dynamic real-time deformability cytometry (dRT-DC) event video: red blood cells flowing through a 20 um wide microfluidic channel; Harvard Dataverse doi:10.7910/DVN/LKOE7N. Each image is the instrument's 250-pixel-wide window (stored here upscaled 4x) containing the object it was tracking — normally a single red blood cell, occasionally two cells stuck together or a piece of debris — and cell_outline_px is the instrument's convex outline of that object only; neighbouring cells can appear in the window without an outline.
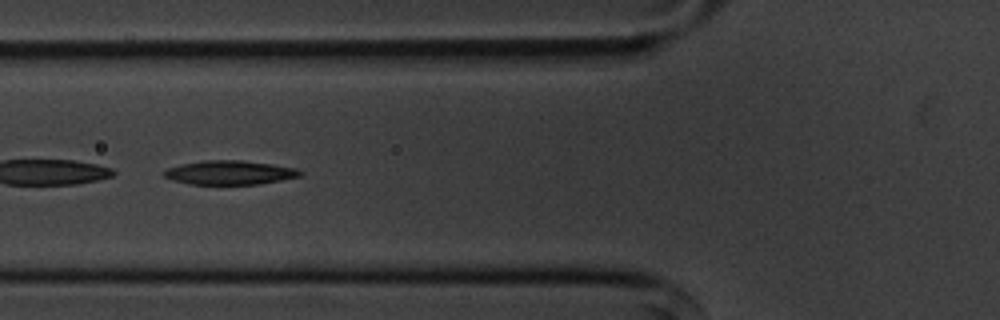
{"species": "common noctule bat (a hibernating species)", "species_latin": "Nyctalus noctula", "temperature_condition": "cold", "stored_images_in_passage": 40, "camera_frame_rate_fps": 3000, "um_per_image_px": 0.085, "animal": {"sex": "male", "body_mass_g": 20.1, "forearm_length_mm": 53.5}, "frame": {"image": 1, "passage_image": 8, "time_ms": 2.333, "image_size_px": [1000, 320], "cell_outline_px": [[304, 172], [300, 176], [260, 184], [188, 184], [172, 180], [164, 176], [164, 172], [168, 168], [180, 164], [204, 160], [240, 160], [272, 164], [296, 168]], "centroid_in_image_um": [19.53, 14.67], "position_along_channel_um": 106.3, "area_um2": 19.02}}
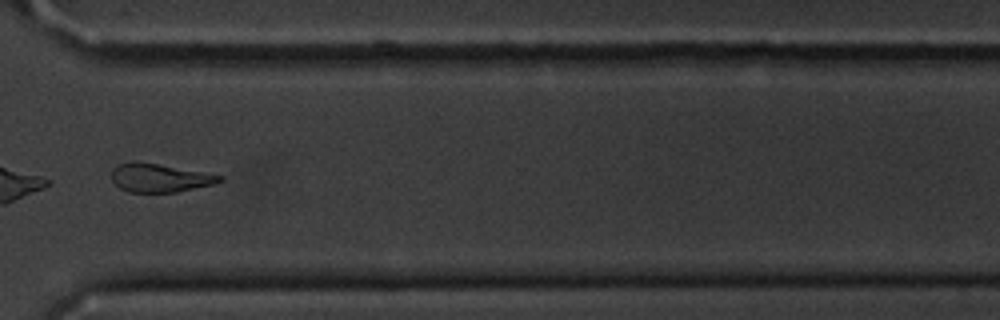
{"frame": {"image": 2, "passage_image": 29, "time_ms": 9.333, "image_size_px": [1000, 320], "cell_outline_px": [[224, 180], [212, 184], [176, 192], [128, 192], [120, 188], [112, 180], [112, 168], [116, 164], [132, 160], [156, 164], [224, 176]], "centroid_in_image_um": [13.51, 15.11], "position_along_channel_um": 357.1, "area_um2": 17.74}}
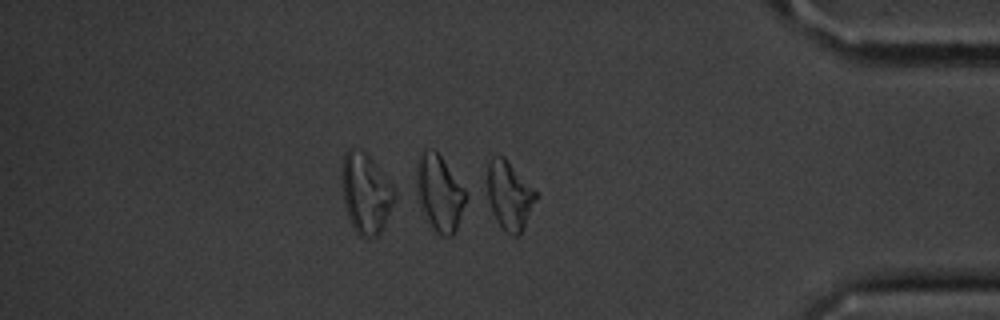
{"frame": {"image": 3, "passage_image": 34, "time_ms": 11.0, "image_size_px": [1000, 320], "cell_outline_px": [[540, 196], [520, 236], [512, 236], [496, 220], [480, 196], [480, 192], [488, 164], [492, 156], [504, 156]], "centroid_in_image_um": [43.18, 16.61], "position_along_channel_um": 392.0, "area_um2": 21.04}, "authors_computed_cell_mechanics": {"area_um2": 19.7676, "velocity_mm_per_s": 3.5751, "shape_relaxation_time_tau1_ms": 2.8744, "shape_relaxation_time_tau2_ms": null, "deformation_change_tau1": 0.1174, "deformation_change_tau2": null}}